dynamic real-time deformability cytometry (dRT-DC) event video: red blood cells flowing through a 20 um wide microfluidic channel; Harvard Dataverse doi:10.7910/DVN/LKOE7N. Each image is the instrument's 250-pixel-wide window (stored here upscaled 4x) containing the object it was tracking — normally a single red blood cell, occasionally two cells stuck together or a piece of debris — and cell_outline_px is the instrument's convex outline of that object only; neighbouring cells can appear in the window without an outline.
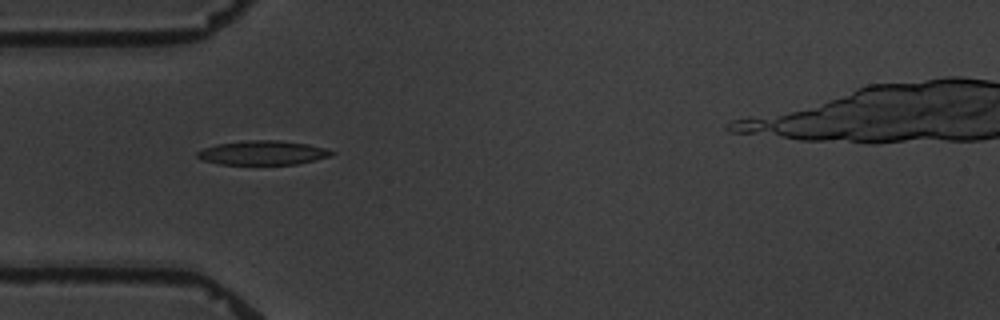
{"species": "common noctule bat (a hibernating species)", "species_latin": "Nyctalus noctula", "temperature_condition": "warm", "stored_images_in_passage": 5, "camera_frame_rate_fps": 3000, "um_per_image_px": 0.085, "animal": {"sex": "male", "body_mass_g": 19.5, "forearm_length_mm": 54.6}, "frame": {"image": 1, "passage_image": 1, "time_ms": 0.0, "image_size_px": [1000, 320], "cell_outline_px": [[336, 152], [332, 156], [316, 160], [296, 164], [220, 164], [200, 160], [196, 156], [196, 152], [204, 148], [216, 144], [248, 140], [280, 140], [308, 144], [324, 148]], "centroid_in_image_um": [22.33, 12.98], "position_along_channel_um": 62.7, "area_um2": 19.02}}
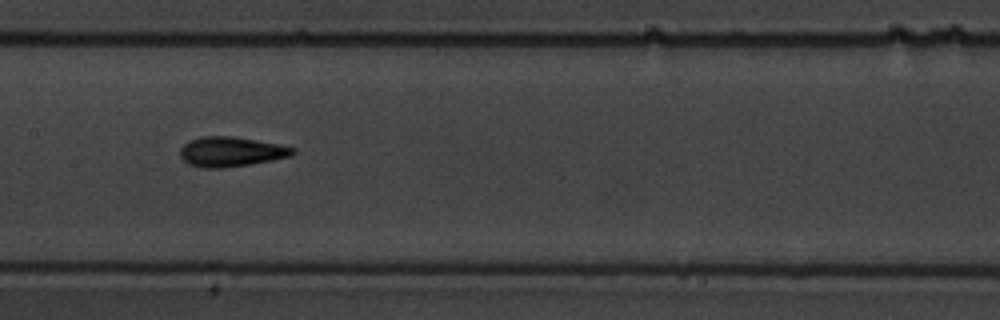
{"frame": {"image": 2, "passage_image": 4, "time_ms": 3.667, "image_size_px": [1000, 320], "cell_outline_px": [[296, 152], [292, 156], [272, 160], [248, 164], [220, 168], [204, 168], [188, 164], [180, 156], [180, 148], [184, 144], [192, 140], [204, 136], [236, 136], [296, 148]], "centroid_in_image_um": [19.64, 12.89], "position_along_channel_um": 187.8, "area_um2": 19.42}}
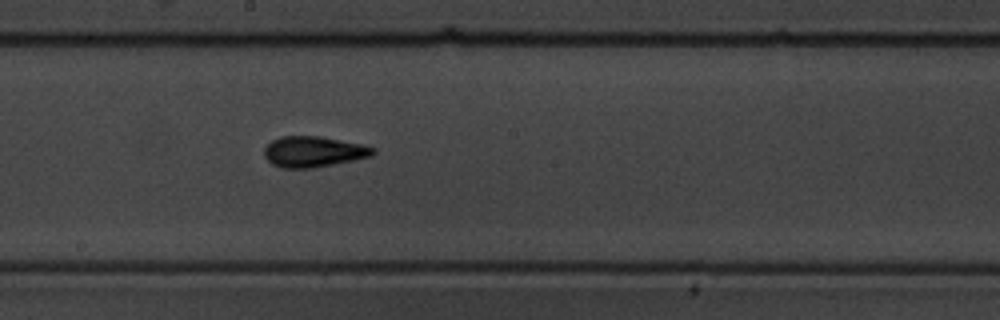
{"frame": {"image": 3, "passage_image": 5, "time_ms": 4.667, "image_size_px": [1000, 320], "cell_outline_px": [[376, 152], [372, 156], [312, 168], [284, 168], [272, 164], [264, 156], [264, 148], [272, 140], [280, 136], [320, 136], [360, 144], [376, 148]], "centroid_in_image_um": [26.63, 12.89], "position_along_channel_um": 221.6, "area_um2": 19.36}}